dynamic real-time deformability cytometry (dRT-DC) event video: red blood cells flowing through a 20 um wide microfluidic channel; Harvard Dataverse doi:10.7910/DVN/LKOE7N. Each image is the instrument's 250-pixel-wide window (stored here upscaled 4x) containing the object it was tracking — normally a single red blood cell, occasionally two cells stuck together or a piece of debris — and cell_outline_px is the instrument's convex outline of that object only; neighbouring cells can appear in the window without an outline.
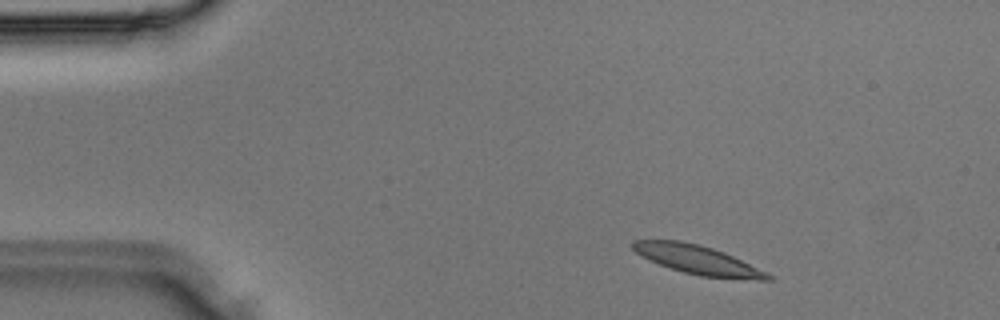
{"species": "Egyptian fruit bat (a non-hibernating species)", "species_latin": "Rousettus aegyptiacus", "temperature_condition": "room temperature", "stored_images_in_passage": 35, "camera_frame_rate_fps": 3000, "um_per_image_px": 0.085, "animal": {"sex": "male"}, "frame": {"image": 1, "passage_image": 3, "time_ms": 0.667, "image_size_px": [1000, 320], "cell_outline_px": [[772, 280], [760, 280], [700, 276], [684, 272], [648, 260], [636, 252], [632, 248], [632, 240], [680, 240], [700, 244], [724, 252], [768, 272], [772, 276]], "centroid_in_image_um": [59.31, 22.07], "position_along_channel_um": 25.7, "area_um2": 22.66}}
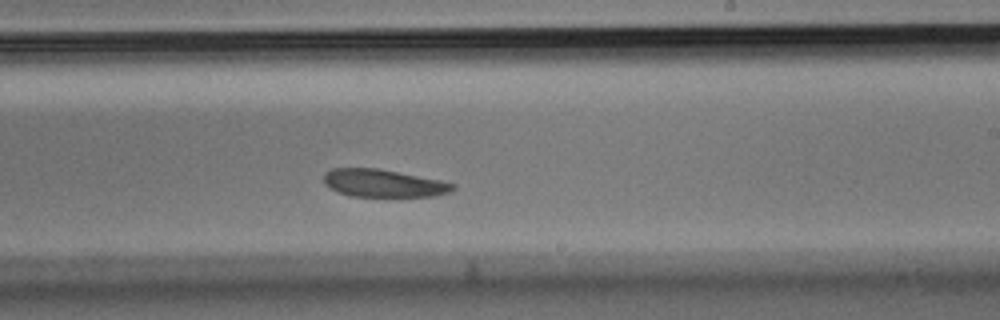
{"frame": {"image": 2, "passage_image": 20, "time_ms": 6.333, "image_size_px": [1000, 320], "cell_outline_px": [[456, 188], [452, 192], [436, 196], [348, 196], [336, 192], [328, 188], [324, 184], [324, 172], [332, 168], [376, 168], [440, 180], [456, 184]], "centroid_in_image_um": [32.57, 15.58], "position_along_channel_um": 256.4, "area_um2": 20.98}}
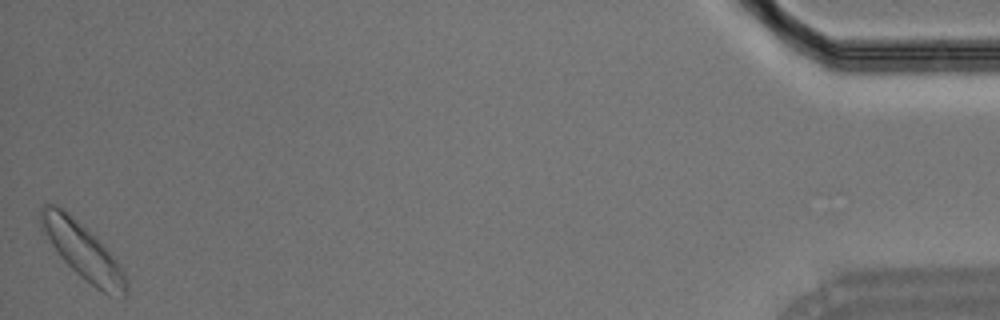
{"frame": {"image": 3, "passage_image": 35, "time_ms": 11.333, "image_size_px": [1000, 320], "cell_outline_px": [[128, 288], [124, 296], [104, 292], [96, 288], [80, 276], [60, 256], [40, 228], [40, 208], [44, 204], [56, 204], [64, 208], [96, 236], [120, 264], [124, 272], [128, 284]], "centroid_in_image_um": [7.01, 21.27], "position_along_channel_um": 428.2, "area_um2": 27.69}}